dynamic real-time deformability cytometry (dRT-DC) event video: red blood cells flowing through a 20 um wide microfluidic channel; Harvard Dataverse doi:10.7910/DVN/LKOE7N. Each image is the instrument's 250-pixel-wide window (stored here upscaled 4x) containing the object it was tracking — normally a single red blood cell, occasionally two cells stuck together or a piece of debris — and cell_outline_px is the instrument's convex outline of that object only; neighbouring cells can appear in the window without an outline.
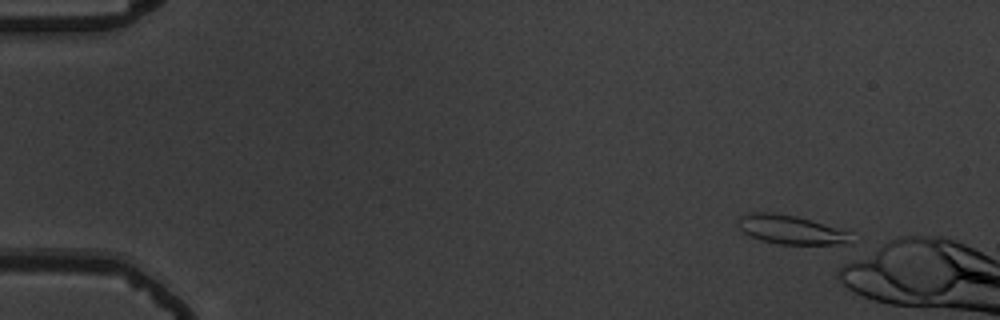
{"species": "common noctule bat (a hibernating species)", "species_latin": "Nyctalus noctula", "temperature_condition": "warm", "stored_images_in_passage": 6, "camera_frame_rate_fps": 3000, "um_per_image_px": 0.085, "animal": {"sex": "male", "body_mass_g": 19.5, "forearm_length_mm": 54.6}, "frame": {"image": 1, "passage_image": 1, "time_ms": 0.0, "image_size_px": [1000, 320], "cell_outline_px": [[852, 232], [848, 240], [844, 244], [776, 244], [752, 236], [744, 232], [740, 228], [740, 216], [752, 212], [772, 212], [796, 216]], "centroid_in_image_um": [67.22, 19.51], "position_along_channel_um": 17.8, "area_um2": 18.55}}